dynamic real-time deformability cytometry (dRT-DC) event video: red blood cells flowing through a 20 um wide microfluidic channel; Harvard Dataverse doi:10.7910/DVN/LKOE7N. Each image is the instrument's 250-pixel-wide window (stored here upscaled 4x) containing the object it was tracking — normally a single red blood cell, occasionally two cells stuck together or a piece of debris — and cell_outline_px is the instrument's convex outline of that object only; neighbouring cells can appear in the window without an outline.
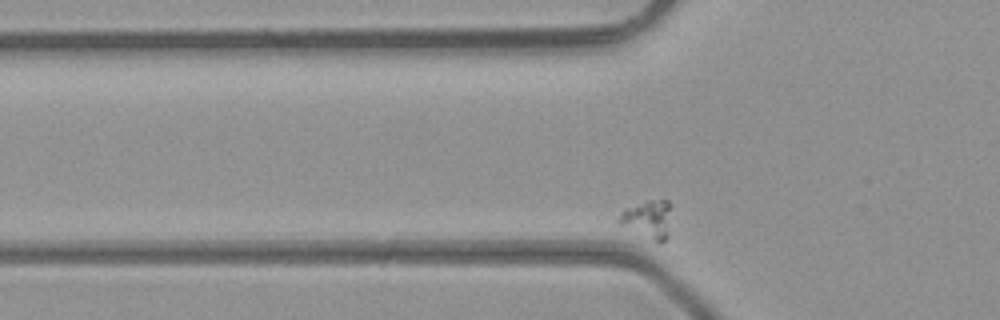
{"species": "common noctule bat (a hibernating species)", "species_latin": "Nyctalus noctula", "temperature_condition": "room temperature", "stored_images_in_passage": 29, "camera_frame_rate_fps": 3000, "um_per_image_px": 0.085, "animal": {"sex": "male", "body_mass_g": 23.1, "forearm_length_mm": 52.7}, "frame": {"image": 1, "passage_image": 3, "time_ms": 0.667, "image_size_px": [1000, 320], "cell_outline_px": [[668, 236], [660, 244], [620, 224], [616, 220], [620, 212], [624, 208], [648, 200], [668, 200]], "centroid_in_image_um": [55.01, 18.64], "position_along_channel_um": 70.8, "area_um2": 11.33}}
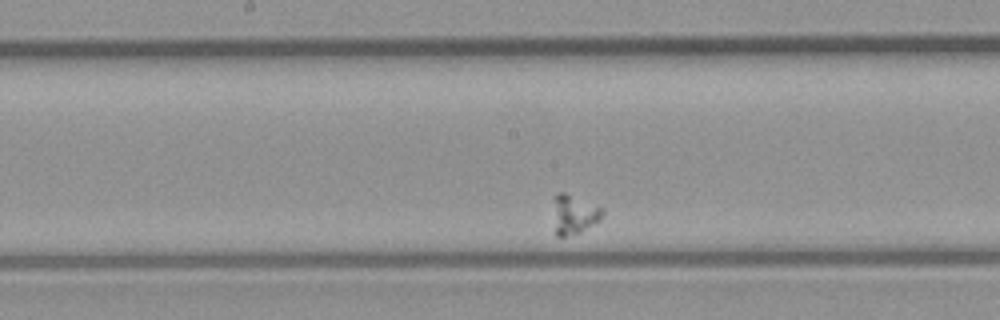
{"frame": {"image": 2, "passage_image": 14, "time_ms": 4.333, "image_size_px": [1000, 320], "cell_outline_px": [[604, 212], [600, 220], [580, 232], [564, 236], [556, 236], [556, 196], [560, 192], [564, 192], [604, 208]], "centroid_in_image_um": [48.88, 18.23], "position_along_channel_um": 199.3, "area_um2": 10.64}}
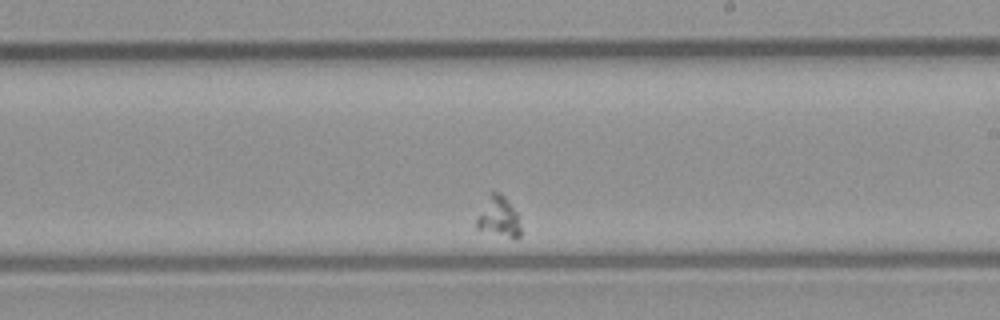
{"frame": {"image": 3, "passage_image": 18, "time_ms": 5.667, "image_size_px": [1000, 320], "cell_outline_px": [[520, 236], [508, 236], [476, 228], [476, 220], [488, 192], [492, 188], [500, 192], [504, 196], [516, 212], [520, 228]], "centroid_in_image_um": [42.34, 18.33], "position_along_channel_um": 246.7, "area_um2": 10.12}}